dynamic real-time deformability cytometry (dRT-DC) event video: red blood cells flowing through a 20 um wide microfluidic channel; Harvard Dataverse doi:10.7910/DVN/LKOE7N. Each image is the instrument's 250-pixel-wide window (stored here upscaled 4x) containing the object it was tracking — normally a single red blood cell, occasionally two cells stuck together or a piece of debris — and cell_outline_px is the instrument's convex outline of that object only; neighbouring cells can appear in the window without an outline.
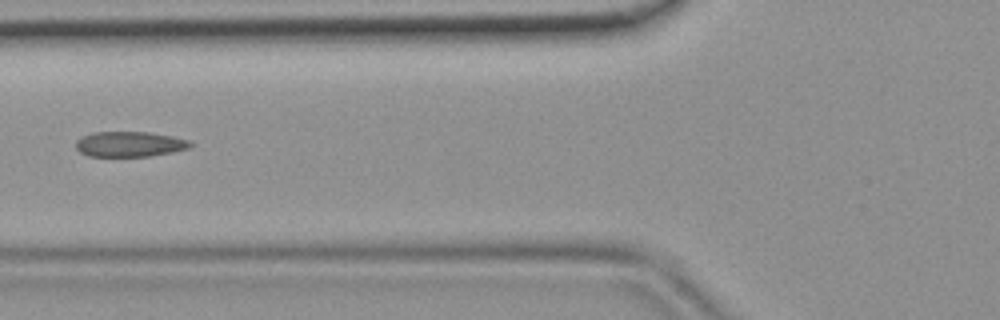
{"species": "common noctule bat (a hibernating species)", "species_latin": "Nyctalus noctula", "temperature_condition": "room temperature", "stored_images_in_passage": 32, "camera_frame_rate_fps": 3000, "um_per_image_px": 0.085, "animal": {"sex": "female", "body_mass_g": 19.9}, "frame": {"image": 1, "passage_image": 4, "time_ms": 1.0, "image_size_px": [1000, 320], "cell_outline_px": [[196, 144], [192, 148], [152, 156], [88, 156], [80, 152], [76, 148], [76, 140], [80, 136], [92, 132], [148, 132], [172, 136], [188, 140]], "centroid_in_image_um": [11.04, 12.25], "position_along_channel_um": 114.8, "area_um2": 17.11}}
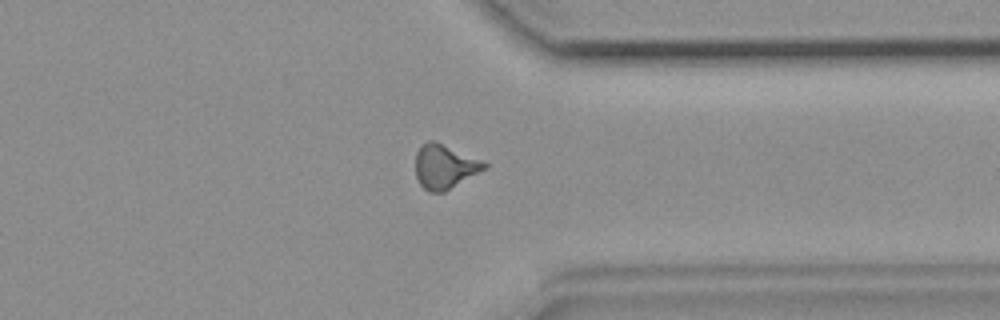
{"frame": {"image": 2, "passage_image": 22, "time_ms": 7.0, "image_size_px": [1000, 320], "cell_outline_px": [[488, 168], [444, 192], [428, 192], [420, 184], [416, 176], [416, 152], [428, 140], [436, 140], [480, 160], [488, 164]], "centroid_in_image_um": [37.8, 14.16], "position_along_channel_um": 373.6, "area_um2": 17.69}}
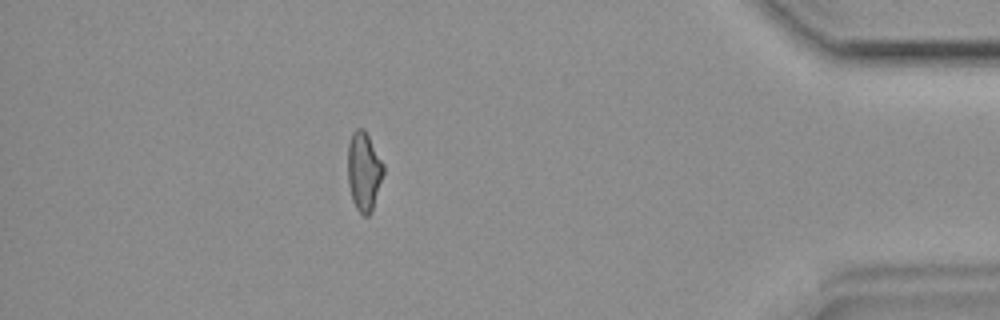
{"frame": {"image": 3, "passage_image": 27, "time_ms": 8.667, "image_size_px": [1000, 320], "cell_outline_px": [[384, 172], [372, 208], [368, 216], [364, 216], [356, 208], [352, 200], [348, 184], [348, 144], [352, 132], [356, 128], [364, 128], [384, 164]], "centroid_in_image_um": [30.91, 14.53], "position_along_channel_um": 404.3, "area_um2": 16.3}}